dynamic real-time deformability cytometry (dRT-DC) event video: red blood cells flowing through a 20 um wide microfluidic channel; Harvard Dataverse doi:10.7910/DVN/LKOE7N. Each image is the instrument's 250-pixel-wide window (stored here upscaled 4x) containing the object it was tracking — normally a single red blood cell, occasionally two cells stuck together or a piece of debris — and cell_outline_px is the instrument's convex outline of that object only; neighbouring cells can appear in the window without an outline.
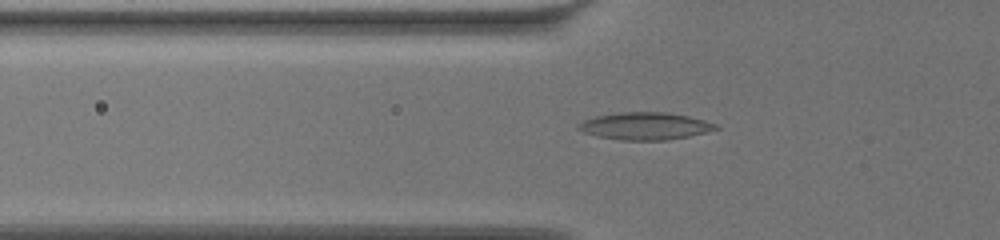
{"species": "common noctule bat (a hibernating species)", "species_latin": "Nyctalus noctula", "temperature_condition": "warm", "stored_images_in_passage": 49, "camera_frame_rate_fps": 3000, "um_per_image_px": 0.085, "animal": {"sex": "female", "body_mass_g": 19.5, "forearm_length_mm": 54.1}, "frame": {"image": 1, "passage_image": 10, "time_ms": 3.0, "image_size_px": [1000, 240], "cell_outline_px": [[720, 128], [688, 136], [668, 140], [620, 140], [596, 136], [584, 132], [576, 128], [576, 124], [584, 120], [596, 116], [620, 112], [664, 112], [688, 116], [704, 120], [716, 124]], "centroid_in_image_um": [54.79, 10.71], "position_along_channel_um": 71.0, "area_um2": 21.79}}
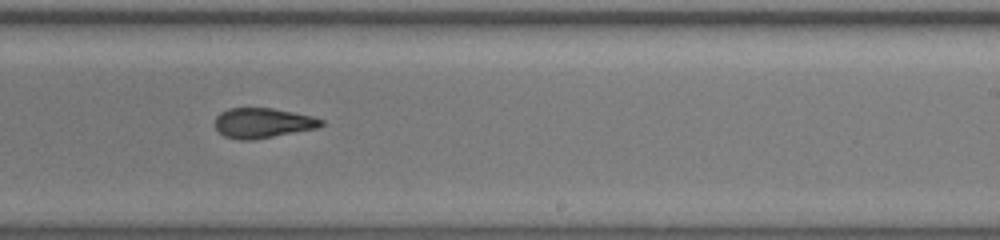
{"frame": {"image": 2, "passage_image": 27, "time_ms": 8.667, "image_size_px": [1000, 240], "cell_outline_px": [[324, 124], [320, 128], [252, 140], [240, 140], [224, 136], [216, 128], [216, 116], [220, 112], [228, 108], [272, 108], [312, 116], [324, 120]], "centroid_in_image_um": [22.36, 10.45], "position_along_channel_um": 266.6, "area_um2": 18.61}}
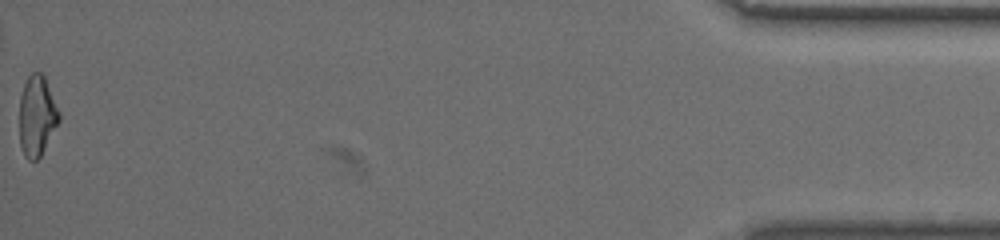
{"frame": {"image": 3, "passage_image": 49, "time_ms": 16.0, "image_size_px": [1000, 240], "cell_outline_px": [[60, 120], [40, 156], [36, 160], [28, 160], [24, 156], [20, 144], [20, 96], [24, 84], [28, 76], [32, 72], [40, 72], [44, 76], [60, 112]], "centroid_in_image_um": [3.14, 9.84], "position_along_channel_um": 432.1, "area_um2": 18.44}, "authors_computed_cell_mechanics": {"area_um2": 19.0162, "velocity_mm_per_s": 3.47, "shape_relaxation_time_tau1_ms": null, "shape_relaxation_time_tau2_ms": 2.4247, "deformation_change_tau1": null, "deformation_change_tau2": 0.0937}}